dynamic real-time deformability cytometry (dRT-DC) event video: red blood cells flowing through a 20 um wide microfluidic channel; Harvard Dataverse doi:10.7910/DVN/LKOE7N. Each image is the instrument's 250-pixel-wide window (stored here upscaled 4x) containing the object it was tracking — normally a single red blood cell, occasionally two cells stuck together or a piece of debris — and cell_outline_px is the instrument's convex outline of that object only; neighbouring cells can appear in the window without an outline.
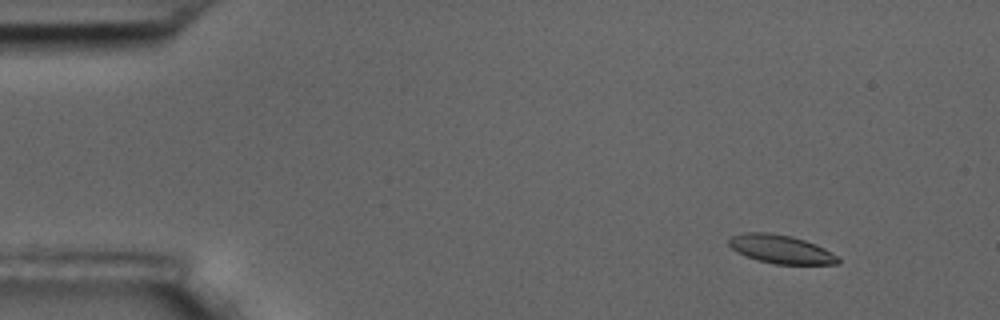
{"species": "common noctule bat (a hibernating species)", "species_latin": "Nyctalus noctula", "temperature_condition": "room temperature", "stored_images_in_passage": 6, "camera_frame_rate_fps": 3000, "um_per_image_px": 0.085, "animal": {"sex": "male", "body_mass_g": 17.5, "forearm_length_mm": 52.3}, "frame": {"image": 1, "passage_image": 2, "time_ms": 1.333, "image_size_px": [1000, 320], "cell_outline_px": [[840, 264], [776, 264], [756, 260], [744, 256], [736, 252], [728, 244], [728, 240], [732, 236], [744, 232], [768, 232], [792, 236], [816, 244], [824, 248], [836, 256], [840, 260]], "centroid_in_image_um": [66.34, 21.18], "position_along_channel_um": 18.7, "area_um2": 18.21}}